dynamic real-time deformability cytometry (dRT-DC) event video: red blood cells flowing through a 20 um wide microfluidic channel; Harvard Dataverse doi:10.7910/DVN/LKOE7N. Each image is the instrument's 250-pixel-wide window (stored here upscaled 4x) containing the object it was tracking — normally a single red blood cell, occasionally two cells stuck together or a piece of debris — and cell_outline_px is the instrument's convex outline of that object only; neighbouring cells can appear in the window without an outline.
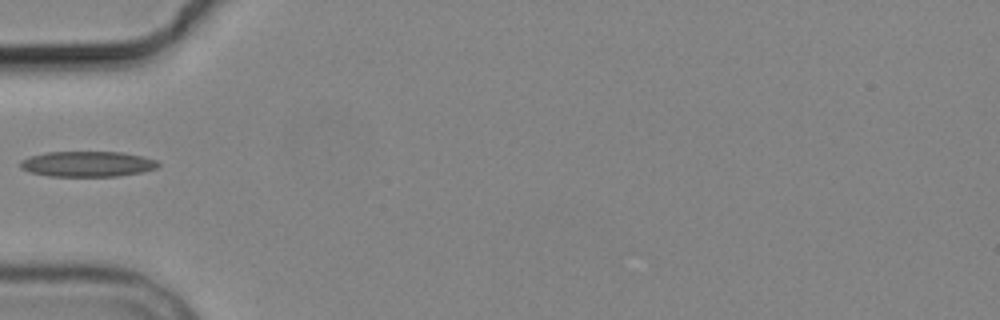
{"species": "common noctule bat (a hibernating species)", "species_latin": "Nyctalus noctula", "temperature_condition": "cold", "stored_images_in_passage": 2, "camera_frame_rate_fps": 3000, "um_per_image_px": 0.085, "animal": {"sex": "male", "body_mass_g": 19.2, "forearm_length_mm": 51.8}, "frame": {"image": 1, "passage_image": 2, "time_ms": 1.333, "image_size_px": [1000, 320], "cell_outline_px": [[160, 164], [156, 168], [140, 172], [120, 176], [48, 176], [28, 172], [20, 168], [20, 160], [44, 152], [120, 152], [140, 156], [156, 160]], "centroid_in_image_um": [7.38, 13.94], "position_along_channel_um": 77.6, "area_um2": 20.4}}